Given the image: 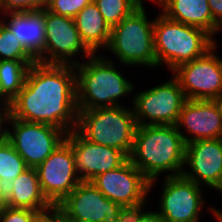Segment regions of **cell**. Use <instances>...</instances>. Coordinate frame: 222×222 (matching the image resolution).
<instances>
[{
    "label": "cell",
    "instance_id": "obj_1",
    "mask_svg": "<svg viewBox=\"0 0 222 222\" xmlns=\"http://www.w3.org/2000/svg\"><path fill=\"white\" fill-rule=\"evenodd\" d=\"M75 65L35 62L22 90L12 99L9 115L52 125L66 134L77 127Z\"/></svg>",
    "mask_w": 222,
    "mask_h": 222
},
{
    "label": "cell",
    "instance_id": "obj_2",
    "mask_svg": "<svg viewBox=\"0 0 222 222\" xmlns=\"http://www.w3.org/2000/svg\"><path fill=\"white\" fill-rule=\"evenodd\" d=\"M186 144L176 125L137 126L129 160L150 181L157 177L182 175ZM168 171V172H167Z\"/></svg>",
    "mask_w": 222,
    "mask_h": 222
},
{
    "label": "cell",
    "instance_id": "obj_3",
    "mask_svg": "<svg viewBox=\"0 0 222 222\" xmlns=\"http://www.w3.org/2000/svg\"><path fill=\"white\" fill-rule=\"evenodd\" d=\"M87 60L75 65L78 110L121 106L118 100L131 94L134 84L110 58L92 54Z\"/></svg>",
    "mask_w": 222,
    "mask_h": 222
},
{
    "label": "cell",
    "instance_id": "obj_4",
    "mask_svg": "<svg viewBox=\"0 0 222 222\" xmlns=\"http://www.w3.org/2000/svg\"><path fill=\"white\" fill-rule=\"evenodd\" d=\"M153 31L157 67L165 64L170 71L202 56L215 41L203 29L170 20L161 12Z\"/></svg>",
    "mask_w": 222,
    "mask_h": 222
},
{
    "label": "cell",
    "instance_id": "obj_5",
    "mask_svg": "<svg viewBox=\"0 0 222 222\" xmlns=\"http://www.w3.org/2000/svg\"><path fill=\"white\" fill-rule=\"evenodd\" d=\"M78 111L76 130L85 139L118 149L129 157L138 126L133 108L121 105Z\"/></svg>",
    "mask_w": 222,
    "mask_h": 222
},
{
    "label": "cell",
    "instance_id": "obj_6",
    "mask_svg": "<svg viewBox=\"0 0 222 222\" xmlns=\"http://www.w3.org/2000/svg\"><path fill=\"white\" fill-rule=\"evenodd\" d=\"M144 5H139L118 25L111 28L107 49L123 66L157 67L154 49V19L149 21Z\"/></svg>",
    "mask_w": 222,
    "mask_h": 222
},
{
    "label": "cell",
    "instance_id": "obj_7",
    "mask_svg": "<svg viewBox=\"0 0 222 222\" xmlns=\"http://www.w3.org/2000/svg\"><path fill=\"white\" fill-rule=\"evenodd\" d=\"M7 123L11 127H6V139L30 168H36L47 159L65 141L67 135L52 125L26 122L10 115Z\"/></svg>",
    "mask_w": 222,
    "mask_h": 222
},
{
    "label": "cell",
    "instance_id": "obj_8",
    "mask_svg": "<svg viewBox=\"0 0 222 222\" xmlns=\"http://www.w3.org/2000/svg\"><path fill=\"white\" fill-rule=\"evenodd\" d=\"M132 100L138 126L176 125L187 98L173 76L158 86L137 93Z\"/></svg>",
    "mask_w": 222,
    "mask_h": 222
},
{
    "label": "cell",
    "instance_id": "obj_9",
    "mask_svg": "<svg viewBox=\"0 0 222 222\" xmlns=\"http://www.w3.org/2000/svg\"><path fill=\"white\" fill-rule=\"evenodd\" d=\"M217 42L202 56L172 70L187 100H212L222 92V69L215 54Z\"/></svg>",
    "mask_w": 222,
    "mask_h": 222
},
{
    "label": "cell",
    "instance_id": "obj_10",
    "mask_svg": "<svg viewBox=\"0 0 222 222\" xmlns=\"http://www.w3.org/2000/svg\"><path fill=\"white\" fill-rule=\"evenodd\" d=\"M45 29V51L37 62L76 65L80 63L76 57L78 54L85 59L92 55L81 41L73 18L56 15L45 9Z\"/></svg>",
    "mask_w": 222,
    "mask_h": 222
},
{
    "label": "cell",
    "instance_id": "obj_11",
    "mask_svg": "<svg viewBox=\"0 0 222 222\" xmlns=\"http://www.w3.org/2000/svg\"><path fill=\"white\" fill-rule=\"evenodd\" d=\"M35 169L44 196L55 208L81 182L72 147L66 140Z\"/></svg>",
    "mask_w": 222,
    "mask_h": 222
},
{
    "label": "cell",
    "instance_id": "obj_12",
    "mask_svg": "<svg viewBox=\"0 0 222 222\" xmlns=\"http://www.w3.org/2000/svg\"><path fill=\"white\" fill-rule=\"evenodd\" d=\"M163 181L159 216L165 222H199L205 204L202 186L183 175L165 176Z\"/></svg>",
    "mask_w": 222,
    "mask_h": 222
},
{
    "label": "cell",
    "instance_id": "obj_13",
    "mask_svg": "<svg viewBox=\"0 0 222 222\" xmlns=\"http://www.w3.org/2000/svg\"><path fill=\"white\" fill-rule=\"evenodd\" d=\"M121 207L90 182L81 181L55 209L66 222H117Z\"/></svg>",
    "mask_w": 222,
    "mask_h": 222
},
{
    "label": "cell",
    "instance_id": "obj_14",
    "mask_svg": "<svg viewBox=\"0 0 222 222\" xmlns=\"http://www.w3.org/2000/svg\"><path fill=\"white\" fill-rule=\"evenodd\" d=\"M90 183L106 198L122 206L145 202L150 192V181L129 159L120 167L97 175Z\"/></svg>",
    "mask_w": 222,
    "mask_h": 222
},
{
    "label": "cell",
    "instance_id": "obj_15",
    "mask_svg": "<svg viewBox=\"0 0 222 222\" xmlns=\"http://www.w3.org/2000/svg\"><path fill=\"white\" fill-rule=\"evenodd\" d=\"M65 140L72 147L76 172L81 181L90 182L97 175L116 169L129 159L118 149L85 139L76 129L69 132Z\"/></svg>",
    "mask_w": 222,
    "mask_h": 222
},
{
    "label": "cell",
    "instance_id": "obj_16",
    "mask_svg": "<svg viewBox=\"0 0 222 222\" xmlns=\"http://www.w3.org/2000/svg\"><path fill=\"white\" fill-rule=\"evenodd\" d=\"M184 165L185 178L217 190L222 185V138L187 143Z\"/></svg>",
    "mask_w": 222,
    "mask_h": 222
},
{
    "label": "cell",
    "instance_id": "obj_17",
    "mask_svg": "<svg viewBox=\"0 0 222 222\" xmlns=\"http://www.w3.org/2000/svg\"><path fill=\"white\" fill-rule=\"evenodd\" d=\"M176 126L185 144L222 138V116L212 100H187ZM182 128L191 136L182 133Z\"/></svg>",
    "mask_w": 222,
    "mask_h": 222
},
{
    "label": "cell",
    "instance_id": "obj_18",
    "mask_svg": "<svg viewBox=\"0 0 222 222\" xmlns=\"http://www.w3.org/2000/svg\"><path fill=\"white\" fill-rule=\"evenodd\" d=\"M3 15L8 17V20L3 21L0 18L2 23L37 60L44 53L46 45L45 8Z\"/></svg>",
    "mask_w": 222,
    "mask_h": 222
},
{
    "label": "cell",
    "instance_id": "obj_19",
    "mask_svg": "<svg viewBox=\"0 0 222 222\" xmlns=\"http://www.w3.org/2000/svg\"><path fill=\"white\" fill-rule=\"evenodd\" d=\"M158 4L168 19L203 29L213 39L220 30V25L212 17L208 0H159Z\"/></svg>",
    "mask_w": 222,
    "mask_h": 222
},
{
    "label": "cell",
    "instance_id": "obj_20",
    "mask_svg": "<svg viewBox=\"0 0 222 222\" xmlns=\"http://www.w3.org/2000/svg\"><path fill=\"white\" fill-rule=\"evenodd\" d=\"M7 206L48 213L55 207L44 196L35 168H28L7 186Z\"/></svg>",
    "mask_w": 222,
    "mask_h": 222
},
{
    "label": "cell",
    "instance_id": "obj_21",
    "mask_svg": "<svg viewBox=\"0 0 222 222\" xmlns=\"http://www.w3.org/2000/svg\"><path fill=\"white\" fill-rule=\"evenodd\" d=\"M74 21L81 41L92 54H97L100 48L107 50L111 28L105 22L94 1L85 6L75 16Z\"/></svg>",
    "mask_w": 222,
    "mask_h": 222
},
{
    "label": "cell",
    "instance_id": "obj_22",
    "mask_svg": "<svg viewBox=\"0 0 222 222\" xmlns=\"http://www.w3.org/2000/svg\"><path fill=\"white\" fill-rule=\"evenodd\" d=\"M37 60H1L0 90L11 102L24 87L29 68Z\"/></svg>",
    "mask_w": 222,
    "mask_h": 222
},
{
    "label": "cell",
    "instance_id": "obj_23",
    "mask_svg": "<svg viewBox=\"0 0 222 222\" xmlns=\"http://www.w3.org/2000/svg\"><path fill=\"white\" fill-rule=\"evenodd\" d=\"M24 159L5 138L0 142V179L7 187L22 172L27 170Z\"/></svg>",
    "mask_w": 222,
    "mask_h": 222
},
{
    "label": "cell",
    "instance_id": "obj_24",
    "mask_svg": "<svg viewBox=\"0 0 222 222\" xmlns=\"http://www.w3.org/2000/svg\"><path fill=\"white\" fill-rule=\"evenodd\" d=\"M110 28L118 25L140 4L135 0H93Z\"/></svg>",
    "mask_w": 222,
    "mask_h": 222
},
{
    "label": "cell",
    "instance_id": "obj_25",
    "mask_svg": "<svg viewBox=\"0 0 222 222\" xmlns=\"http://www.w3.org/2000/svg\"><path fill=\"white\" fill-rule=\"evenodd\" d=\"M36 60L0 20V61Z\"/></svg>",
    "mask_w": 222,
    "mask_h": 222
},
{
    "label": "cell",
    "instance_id": "obj_26",
    "mask_svg": "<svg viewBox=\"0 0 222 222\" xmlns=\"http://www.w3.org/2000/svg\"><path fill=\"white\" fill-rule=\"evenodd\" d=\"M93 0H46L45 9L53 14L75 18Z\"/></svg>",
    "mask_w": 222,
    "mask_h": 222
},
{
    "label": "cell",
    "instance_id": "obj_27",
    "mask_svg": "<svg viewBox=\"0 0 222 222\" xmlns=\"http://www.w3.org/2000/svg\"><path fill=\"white\" fill-rule=\"evenodd\" d=\"M41 215L32 209L5 206L0 210V222H37Z\"/></svg>",
    "mask_w": 222,
    "mask_h": 222
},
{
    "label": "cell",
    "instance_id": "obj_28",
    "mask_svg": "<svg viewBox=\"0 0 222 222\" xmlns=\"http://www.w3.org/2000/svg\"><path fill=\"white\" fill-rule=\"evenodd\" d=\"M46 0H0V14L45 8Z\"/></svg>",
    "mask_w": 222,
    "mask_h": 222
},
{
    "label": "cell",
    "instance_id": "obj_29",
    "mask_svg": "<svg viewBox=\"0 0 222 222\" xmlns=\"http://www.w3.org/2000/svg\"><path fill=\"white\" fill-rule=\"evenodd\" d=\"M148 200L134 206H122L119 210L117 222H137L140 216L146 211L143 208L147 205L146 202Z\"/></svg>",
    "mask_w": 222,
    "mask_h": 222
},
{
    "label": "cell",
    "instance_id": "obj_30",
    "mask_svg": "<svg viewBox=\"0 0 222 222\" xmlns=\"http://www.w3.org/2000/svg\"><path fill=\"white\" fill-rule=\"evenodd\" d=\"M213 19L222 25V0H208Z\"/></svg>",
    "mask_w": 222,
    "mask_h": 222
},
{
    "label": "cell",
    "instance_id": "obj_31",
    "mask_svg": "<svg viewBox=\"0 0 222 222\" xmlns=\"http://www.w3.org/2000/svg\"><path fill=\"white\" fill-rule=\"evenodd\" d=\"M37 222H66L64 217L56 210L42 214Z\"/></svg>",
    "mask_w": 222,
    "mask_h": 222
},
{
    "label": "cell",
    "instance_id": "obj_32",
    "mask_svg": "<svg viewBox=\"0 0 222 222\" xmlns=\"http://www.w3.org/2000/svg\"><path fill=\"white\" fill-rule=\"evenodd\" d=\"M9 116V107L0 105V142L6 138L7 118ZM4 125V126H3Z\"/></svg>",
    "mask_w": 222,
    "mask_h": 222
},
{
    "label": "cell",
    "instance_id": "obj_33",
    "mask_svg": "<svg viewBox=\"0 0 222 222\" xmlns=\"http://www.w3.org/2000/svg\"><path fill=\"white\" fill-rule=\"evenodd\" d=\"M137 222H165L158 214V212L154 211H145Z\"/></svg>",
    "mask_w": 222,
    "mask_h": 222
},
{
    "label": "cell",
    "instance_id": "obj_34",
    "mask_svg": "<svg viewBox=\"0 0 222 222\" xmlns=\"http://www.w3.org/2000/svg\"><path fill=\"white\" fill-rule=\"evenodd\" d=\"M7 206V187L0 179V210Z\"/></svg>",
    "mask_w": 222,
    "mask_h": 222
},
{
    "label": "cell",
    "instance_id": "obj_35",
    "mask_svg": "<svg viewBox=\"0 0 222 222\" xmlns=\"http://www.w3.org/2000/svg\"><path fill=\"white\" fill-rule=\"evenodd\" d=\"M212 102L215 104V106L218 109V112L222 116V92L219 95H217L216 97H214L212 99Z\"/></svg>",
    "mask_w": 222,
    "mask_h": 222
},
{
    "label": "cell",
    "instance_id": "obj_36",
    "mask_svg": "<svg viewBox=\"0 0 222 222\" xmlns=\"http://www.w3.org/2000/svg\"><path fill=\"white\" fill-rule=\"evenodd\" d=\"M218 192H222V185L216 190ZM209 210H211L215 216V218L217 220H221L222 221V211H219L218 209H216V207H209Z\"/></svg>",
    "mask_w": 222,
    "mask_h": 222
},
{
    "label": "cell",
    "instance_id": "obj_37",
    "mask_svg": "<svg viewBox=\"0 0 222 222\" xmlns=\"http://www.w3.org/2000/svg\"><path fill=\"white\" fill-rule=\"evenodd\" d=\"M0 105L6 106V107H9L10 105V101L2 94L1 90H0Z\"/></svg>",
    "mask_w": 222,
    "mask_h": 222
},
{
    "label": "cell",
    "instance_id": "obj_38",
    "mask_svg": "<svg viewBox=\"0 0 222 222\" xmlns=\"http://www.w3.org/2000/svg\"><path fill=\"white\" fill-rule=\"evenodd\" d=\"M136 2H138L140 5H143L144 0H135ZM151 2H159V0H151Z\"/></svg>",
    "mask_w": 222,
    "mask_h": 222
},
{
    "label": "cell",
    "instance_id": "obj_39",
    "mask_svg": "<svg viewBox=\"0 0 222 222\" xmlns=\"http://www.w3.org/2000/svg\"><path fill=\"white\" fill-rule=\"evenodd\" d=\"M219 61H220L221 69H222V59L220 57H219Z\"/></svg>",
    "mask_w": 222,
    "mask_h": 222
}]
</instances>
